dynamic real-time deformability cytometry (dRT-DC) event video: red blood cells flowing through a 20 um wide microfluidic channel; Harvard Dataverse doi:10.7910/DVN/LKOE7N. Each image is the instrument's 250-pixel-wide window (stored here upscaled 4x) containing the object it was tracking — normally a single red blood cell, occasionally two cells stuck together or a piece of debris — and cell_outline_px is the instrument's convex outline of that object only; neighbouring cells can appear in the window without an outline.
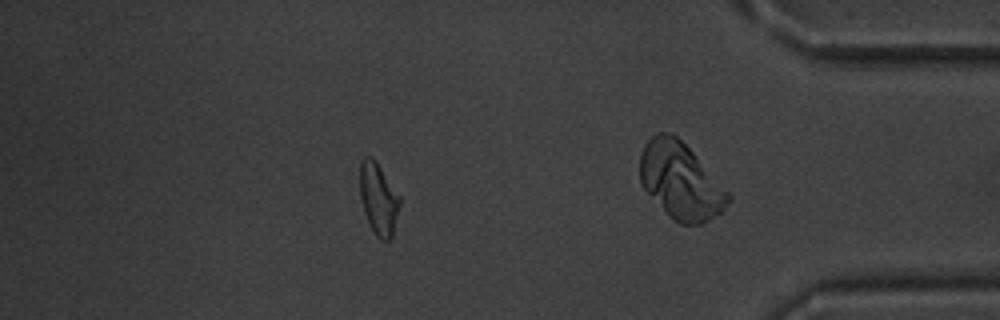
{"species": "common noctule bat (a hibernating species)", "species_latin": "Nyctalus noctula", "temperature_condition": "warm", "stored_images_in_passage": 49, "camera_frame_rate_fps": 3000, "um_per_image_px": 0.085, "animal": {"sex": "male", "body_mass_g": 20.1, "forearm_length_mm": 53.5}, "frame": {"image": 1, "passage_image": 42, "time_ms": 13.667, "image_size_px": [1000, 320], "cell_outline_px": [[400, 204], [392, 236], [388, 240], [380, 240], [376, 236], [368, 220], [360, 196], [360, 164], [364, 156], [372, 156], [376, 160], [400, 196]], "centroid_in_image_um": [32.18, 16.86], "position_along_channel_um": 403.0, "area_um2": 16.47}}